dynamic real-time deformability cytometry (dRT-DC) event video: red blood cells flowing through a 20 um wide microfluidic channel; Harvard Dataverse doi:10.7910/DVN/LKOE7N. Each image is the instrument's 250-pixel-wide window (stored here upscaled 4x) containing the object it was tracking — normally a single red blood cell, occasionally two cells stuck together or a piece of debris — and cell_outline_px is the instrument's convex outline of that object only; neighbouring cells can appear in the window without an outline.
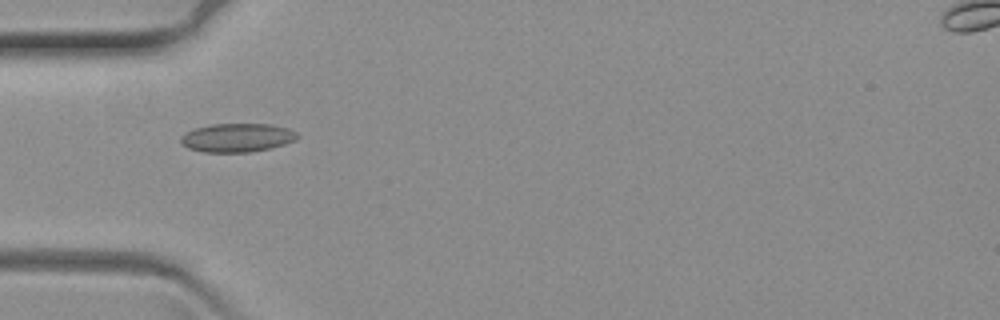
{"species": "common noctule bat (a hibernating species)", "species_latin": "Nyctalus noctula", "temperature_condition": "warm", "stored_images_in_passage": 44, "camera_frame_rate_fps": 3000, "um_per_image_px": 0.085, "animal": {"sex": "female", "body_mass_g": 19.3, "forearm_length_mm": 54.1}, "frame": {"image": 1, "passage_image": 1, "time_ms": 0.0, "image_size_px": [1000, 320], "cell_outline_px": [[300, 136], [296, 140], [284, 144], [268, 148], [248, 152], [204, 152], [188, 148], [180, 140], [180, 136], [184, 132], [196, 128], [212, 124], [272, 124], [288, 128], [296, 132]], "centroid_in_image_um": [20.16, 11.69], "position_along_channel_um": 64.8, "area_um2": 19.42}}
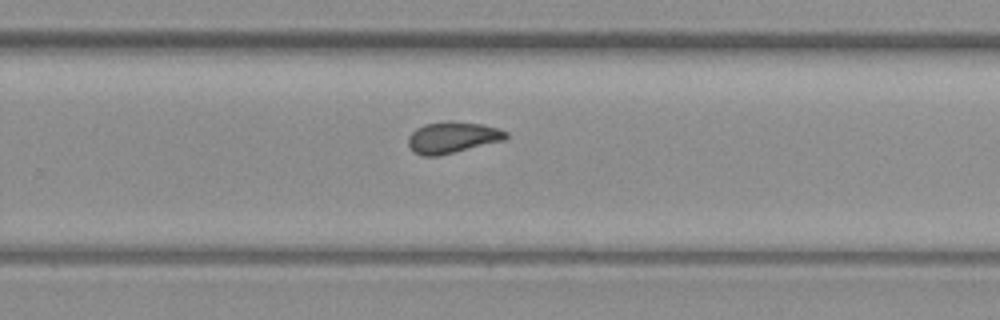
{"frame": {"image": 2, "passage_image": 22, "time_ms": 7.0, "image_size_px": [1000, 320], "cell_outline_px": [[508, 136], [504, 140], [440, 156], [420, 156], [412, 152], [408, 144], [408, 136], [416, 128], [424, 124], [448, 120], [452, 120], [480, 124], [496, 128], [508, 132]], "centroid_in_image_um": [38.41, 11.69], "position_along_channel_um": 291.4, "area_um2": 18.09}}
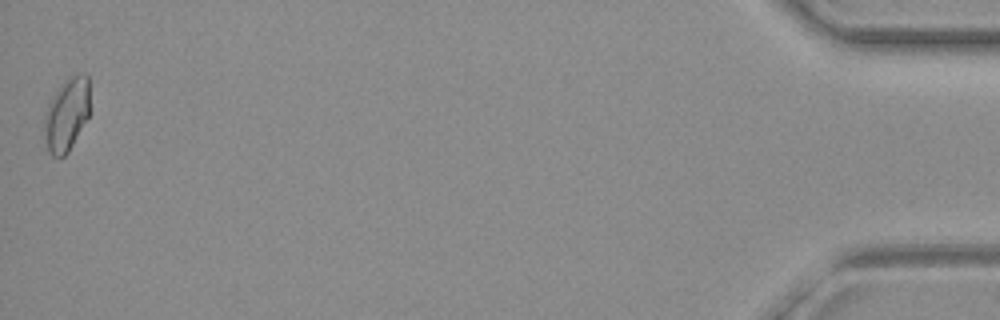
{"frame": {"image": 3, "passage_image": 44, "time_ms": 14.333, "image_size_px": [1000, 320], "cell_outline_px": [[88, 116], [68, 152], [64, 156], [52, 156], [48, 152], [44, 136], [44, 112], [56, 88], [64, 80], [76, 72], [84, 72], [88, 76]], "centroid_in_image_um": [5.63, 9.69], "position_along_channel_um": 429.6, "area_um2": 19.54}}